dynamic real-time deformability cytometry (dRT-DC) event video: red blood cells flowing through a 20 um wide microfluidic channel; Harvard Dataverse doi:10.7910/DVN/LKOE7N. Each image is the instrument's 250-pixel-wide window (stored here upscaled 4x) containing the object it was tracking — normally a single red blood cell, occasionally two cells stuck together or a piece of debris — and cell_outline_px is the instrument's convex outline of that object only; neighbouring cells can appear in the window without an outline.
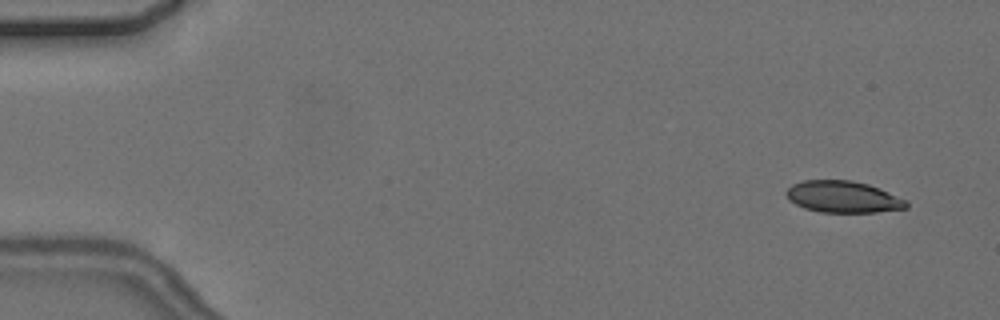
{"species": "common noctule bat (a hibernating species)", "species_latin": "Nyctalus noctula", "temperature_condition": "cold", "stored_images_in_passage": 6, "camera_frame_rate_fps": 3000, "um_per_image_px": 0.085, "animal": {"sex": "female", "body_mass_g": 24.6, "forearm_length_mm": 56.2}, "frame": {"image": 1, "passage_image": 2, "time_ms": 1.0, "image_size_px": [1000, 320], "cell_outline_px": [[908, 208], [876, 212], [820, 212], [804, 208], [796, 204], [784, 192], [792, 184], [804, 180], [852, 180], [868, 184], [908, 200]], "centroid_in_image_um": [71.68, 16.73], "position_along_channel_um": 13.3, "area_um2": 22.08}}